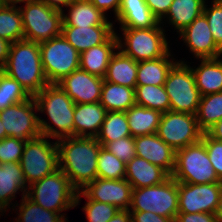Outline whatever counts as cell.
Returning a JSON list of instances; mask_svg holds the SVG:
<instances>
[{
  "mask_svg": "<svg viewBox=\"0 0 222 222\" xmlns=\"http://www.w3.org/2000/svg\"><path fill=\"white\" fill-rule=\"evenodd\" d=\"M57 141L59 169L79 191L97 178V158L102 145L96 137L71 136Z\"/></svg>",
  "mask_w": 222,
  "mask_h": 222,
  "instance_id": "cell-1",
  "label": "cell"
},
{
  "mask_svg": "<svg viewBox=\"0 0 222 222\" xmlns=\"http://www.w3.org/2000/svg\"><path fill=\"white\" fill-rule=\"evenodd\" d=\"M2 71L18 81L32 97L49 84L37 42L22 39L11 43L7 62Z\"/></svg>",
  "mask_w": 222,
  "mask_h": 222,
  "instance_id": "cell-2",
  "label": "cell"
},
{
  "mask_svg": "<svg viewBox=\"0 0 222 222\" xmlns=\"http://www.w3.org/2000/svg\"><path fill=\"white\" fill-rule=\"evenodd\" d=\"M38 111L45 112L54 126L39 117L41 134L53 139L74 136V101L58 84H48L34 96Z\"/></svg>",
  "mask_w": 222,
  "mask_h": 222,
  "instance_id": "cell-3",
  "label": "cell"
},
{
  "mask_svg": "<svg viewBox=\"0 0 222 222\" xmlns=\"http://www.w3.org/2000/svg\"><path fill=\"white\" fill-rule=\"evenodd\" d=\"M27 196L36 204L49 211L63 213L75 206L77 190L71 185L68 177L59 169L28 186Z\"/></svg>",
  "mask_w": 222,
  "mask_h": 222,
  "instance_id": "cell-4",
  "label": "cell"
},
{
  "mask_svg": "<svg viewBox=\"0 0 222 222\" xmlns=\"http://www.w3.org/2000/svg\"><path fill=\"white\" fill-rule=\"evenodd\" d=\"M160 25L159 22L151 28H121L125 42L117 34L118 50L137 62L164 57L170 48Z\"/></svg>",
  "mask_w": 222,
  "mask_h": 222,
  "instance_id": "cell-5",
  "label": "cell"
},
{
  "mask_svg": "<svg viewBox=\"0 0 222 222\" xmlns=\"http://www.w3.org/2000/svg\"><path fill=\"white\" fill-rule=\"evenodd\" d=\"M19 7L24 39L42 43L62 34L64 10L49 7L44 2L29 0Z\"/></svg>",
  "mask_w": 222,
  "mask_h": 222,
  "instance_id": "cell-6",
  "label": "cell"
},
{
  "mask_svg": "<svg viewBox=\"0 0 222 222\" xmlns=\"http://www.w3.org/2000/svg\"><path fill=\"white\" fill-rule=\"evenodd\" d=\"M47 139V136L40 135L25 143L19 163L28 186L59 170L57 141Z\"/></svg>",
  "mask_w": 222,
  "mask_h": 222,
  "instance_id": "cell-7",
  "label": "cell"
},
{
  "mask_svg": "<svg viewBox=\"0 0 222 222\" xmlns=\"http://www.w3.org/2000/svg\"><path fill=\"white\" fill-rule=\"evenodd\" d=\"M130 212H152L176 219L178 214V182L170 176L161 184L133 188Z\"/></svg>",
  "mask_w": 222,
  "mask_h": 222,
  "instance_id": "cell-8",
  "label": "cell"
},
{
  "mask_svg": "<svg viewBox=\"0 0 222 222\" xmlns=\"http://www.w3.org/2000/svg\"><path fill=\"white\" fill-rule=\"evenodd\" d=\"M171 176L177 182L191 184L221 182L201 140L176 151L175 167Z\"/></svg>",
  "mask_w": 222,
  "mask_h": 222,
  "instance_id": "cell-9",
  "label": "cell"
},
{
  "mask_svg": "<svg viewBox=\"0 0 222 222\" xmlns=\"http://www.w3.org/2000/svg\"><path fill=\"white\" fill-rule=\"evenodd\" d=\"M164 87L169 96L170 111L196 114L201 94L190 65L178 61L169 71Z\"/></svg>",
  "mask_w": 222,
  "mask_h": 222,
  "instance_id": "cell-10",
  "label": "cell"
},
{
  "mask_svg": "<svg viewBox=\"0 0 222 222\" xmlns=\"http://www.w3.org/2000/svg\"><path fill=\"white\" fill-rule=\"evenodd\" d=\"M40 56L49 84H57L79 69L80 53L61 34L39 44Z\"/></svg>",
  "mask_w": 222,
  "mask_h": 222,
  "instance_id": "cell-11",
  "label": "cell"
},
{
  "mask_svg": "<svg viewBox=\"0 0 222 222\" xmlns=\"http://www.w3.org/2000/svg\"><path fill=\"white\" fill-rule=\"evenodd\" d=\"M175 151L201 140L195 114L167 111L162 114L156 133Z\"/></svg>",
  "mask_w": 222,
  "mask_h": 222,
  "instance_id": "cell-12",
  "label": "cell"
},
{
  "mask_svg": "<svg viewBox=\"0 0 222 222\" xmlns=\"http://www.w3.org/2000/svg\"><path fill=\"white\" fill-rule=\"evenodd\" d=\"M37 103L34 97L7 107L0 111V119L6 131V137L27 141L41 134ZM35 111V112H34Z\"/></svg>",
  "mask_w": 222,
  "mask_h": 222,
  "instance_id": "cell-13",
  "label": "cell"
},
{
  "mask_svg": "<svg viewBox=\"0 0 222 222\" xmlns=\"http://www.w3.org/2000/svg\"><path fill=\"white\" fill-rule=\"evenodd\" d=\"M221 191L222 182H178V213H215Z\"/></svg>",
  "mask_w": 222,
  "mask_h": 222,
  "instance_id": "cell-14",
  "label": "cell"
},
{
  "mask_svg": "<svg viewBox=\"0 0 222 222\" xmlns=\"http://www.w3.org/2000/svg\"><path fill=\"white\" fill-rule=\"evenodd\" d=\"M132 185L126 179L113 180L97 177L81 191L90 199L112 204L119 210H130Z\"/></svg>",
  "mask_w": 222,
  "mask_h": 222,
  "instance_id": "cell-15",
  "label": "cell"
},
{
  "mask_svg": "<svg viewBox=\"0 0 222 222\" xmlns=\"http://www.w3.org/2000/svg\"><path fill=\"white\" fill-rule=\"evenodd\" d=\"M179 34L196 58L201 60L221 57L222 50L214 42L210 26L203 13Z\"/></svg>",
  "mask_w": 222,
  "mask_h": 222,
  "instance_id": "cell-16",
  "label": "cell"
},
{
  "mask_svg": "<svg viewBox=\"0 0 222 222\" xmlns=\"http://www.w3.org/2000/svg\"><path fill=\"white\" fill-rule=\"evenodd\" d=\"M104 78L77 69L64 77L57 84L74 101L75 104L98 103L102 92Z\"/></svg>",
  "mask_w": 222,
  "mask_h": 222,
  "instance_id": "cell-17",
  "label": "cell"
},
{
  "mask_svg": "<svg viewBox=\"0 0 222 222\" xmlns=\"http://www.w3.org/2000/svg\"><path fill=\"white\" fill-rule=\"evenodd\" d=\"M136 156L164 169L170 176L175 167L176 151L157 134L134 137Z\"/></svg>",
  "mask_w": 222,
  "mask_h": 222,
  "instance_id": "cell-18",
  "label": "cell"
},
{
  "mask_svg": "<svg viewBox=\"0 0 222 222\" xmlns=\"http://www.w3.org/2000/svg\"><path fill=\"white\" fill-rule=\"evenodd\" d=\"M113 26H62V35L81 54L93 46L106 43L115 34Z\"/></svg>",
  "mask_w": 222,
  "mask_h": 222,
  "instance_id": "cell-19",
  "label": "cell"
},
{
  "mask_svg": "<svg viewBox=\"0 0 222 222\" xmlns=\"http://www.w3.org/2000/svg\"><path fill=\"white\" fill-rule=\"evenodd\" d=\"M125 179L132 188L154 186L166 181L170 175L162 168L135 156L125 166Z\"/></svg>",
  "mask_w": 222,
  "mask_h": 222,
  "instance_id": "cell-20",
  "label": "cell"
},
{
  "mask_svg": "<svg viewBox=\"0 0 222 222\" xmlns=\"http://www.w3.org/2000/svg\"><path fill=\"white\" fill-rule=\"evenodd\" d=\"M106 112L100 102L75 104L74 136L96 137L104 122Z\"/></svg>",
  "mask_w": 222,
  "mask_h": 222,
  "instance_id": "cell-21",
  "label": "cell"
},
{
  "mask_svg": "<svg viewBox=\"0 0 222 222\" xmlns=\"http://www.w3.org/2000/svg\"><path fill=\"white\" fill-rule=\"evenodd\" d=\"M118 50L117 33H115L106 43L91 47L80 54L79 68L89 74L105 77L107 67L114 51Z\"/></svg>",
  "mask_w": 222,
  "mask_h": 222,
  "instance_id": "cell-22",
  "label": "cell"
},
{
  "mask_svg": "<svg viewBox=\"0 0 222 222\" xmlns=\"http://www.w3.org/2000/svg\"><path fill=\"white\" fill-rule=\"evenodd\" d=\"M68 14L63 13L62 26L88 27L97 25H113L99 9L89 0H72Z\"/></svg>",
  "mask_w": 222,
  "mask_h": 222,
  "instance_id": "cell-23",
  "label": "cell"
},
{
  "mask_svg": "<svg viewBox=\"0 0 222 222\" xmlns=\"http://www.w3.org/2000/svg\"><path fill=\"white\" fill-rule=\"evenodd\" d=\"M27 186L19 162L0 164V203L2 205L9 208L10 202L19 190L23 192V196L27 195Z\"/></svg>",
  "mask_w": 222,
  "mask_h": 222,
  "instance_id": "cell-24",
  "label": "cell"
},
{
  "mask_svg": "<svg viewBox=\"0 0 222 222\" xmlns=\"http://www.w3.org/2000/svg\"><path fill=\"white\" fill-rule=\"evenodd\" d=\"M191 70L201 96L222 92L221 59H201V64L195 69L191 68Z\"/></svg>",
  "mask_w": 222,
  "mask_h": 222,
  "instance_id": "cell-25",
  "label": "cell"
},
{
  "mask_svg": "<svg viewBox=\"0 0 222 222\" xmlns=\"http://www.w3.org/2000/svg\"><path fill=\"white\" fill-rule=\"evenodd\" d=\"M137 70L138 62L119 50L112 55L109 61L104 81L135 89Z\"/></svg>",
  "mask_w": 222,
  "mask_h": 222,
  "instance_id": "cell-26",
  "label": "cell"
},
{
  "mask_svg": "<svg viewBox=\"0 0 222 222\" xmlns=\"http://www.w3.org/2000/svg\"><path fill=\"white\" fill-rule=\"evenodd\" d=\"M170 51L164 56L153 60L138 62L136 86L164 85L169 71L177 63L169 59Z\"/></svg>",
  "mask_w": 222,
  "mask_h": 222,
  "instance_id": "cell-27",
  "label": "cell"
},
{
  "mask_svg": "<svg viewBox=\"0 0 222 222\" xmlns=\"http://www.w3.org/2000/svg\"><path fill=\"white\" fill-rule=\"evenodd\" d=\"M125 113L132 137L156 134L163 114L139 105L131 106Z\"/></svg>",
  "mask_w": 222,
  "mask_h": 222,
  "instance_id": "cell-28",
  "label": "cell"
},
{
  "mask_svg": "<svg viewBox=\"0 0 222 222\" xmlns=\"http://www.w3.org/2000/svg\"><path fill=\"white\" fill-rule=\"evenodd\" d=\"M205 0H173L167 14L159 21L167 18L180 33L203 13Z\"/></svg>",
  "mask_w": 222,
  "mask_h": 222,
  "instance_id": "cell-29",
  "label": "cell"
},
{
  "mask_svg": "<svg viewBox=\"0 0 222 222\" xmlns=\"http://www.w3.org/2000/svg\"><path fill=\"white\" fill-rule=\"evenodd\" d=\"M99 102L107 112H125L136 105L134 88L104 81Z\"/></svg>",
  "mask_w": 222,
  "mask_h": 222,
  "instance_id": "cell-30",
  "label": "cell"
},
{
  "mask_svg": "<svg viewBox=\"0 0 222 222\" xmlns=\"http://www.w3.org/2000/svg\"><path fill=\"white\" fill-rule=\"evenodd\" d=\"M131 136L125 112L108 111L102 123L97 141L104 147L107 143Z\"/></svg>",
  "mask_w": 222,
  "mask_h": 222,
  "instance_id": "cell-31",
  "label": "cell"
},
{
  "mask_svg": "<svg viewBox=\"0 0 222 222\" xmlns=\"http://www.w3.org/2000/svg\"><path fill=\"white\" fill-rule=\"evenodd\" d=\"M195 116L203 133L219 122L222 119V92L201 96Z\"/></svg>",
  "mask_w": 222,
  "mask_h": 222,
  "instance_id": "cell-32",
  "label": "cell"
},
{
  "mask_svg": "<svg viewBox=\"0 0 222 222\" xmlns=\"http://www.w3.org/2000/svg\"><path fill=\"white\" fill-rule=\"evenodd\" d=\"M136 105L158 110L162 113L170 111L169 96L164 85L136 86Z\"/></svg>",
  "mask_w": 222,
  "mask_h": 222,
  "instance_id": "cell-33",
  "label": "cell"
},
{
  "mask_svg": "<svg viewBox=\"0 0 222 222\" xmlns=\"http://www.w3.org/2000/svg\"><path fill=\"white\" fill-rule=\"evenodd\" d=\"M17 5L0 8V38L10 43L24 39L22 16Z\"/></svg>",
  "mask_w": 222,
  "mask_h": 222,
  "instance_id": "cell-34",
  "label": "cell"
},
{
  "mask_svg": "<svg viewBox=\"0 0 222 222\" xmlns=\"http://www.w3.org/2000/svg\"><path fill=\"white\" fill-rule=\"evenodd\" d=\"M116 19L121 28H151L159 23L148 6L119 8Z\"/></svg>",
  "mask_w": 222,
  "mask_h": 222,
  "instance_id": "cell-35",
  "label": "cell"
},
{
  "mask_svg": "<svg viewBox=\"0 0 222 222\" xmlns=\"http://www.w3.org/2000/svg\"><path fill=\"white\" fill-rule=\"evenodd\" d=\"M21 201L16 222H66L59 213L42 208L27 195Z\"/></svg>",
  "mask_w": 222,
  "mask_h": 222,
  "instance_id": "cell-36",
  "label": "cell"
},
{
  "mask_svg": "<svg viewBox=\"0 0 222 222\" xmlns=\"http://www.w3.org/2000/svg\"><path fill=\"white\" fill-rule=\"evenodd\" d=\"M30 97L18 81L0 70V111L21 103Z\"/></svg>",
  "mask_w": 222,
  "mask_h": 222,
  "instance_id": "cell-37",
  "label": "cell"
},
{
  "mask_svg": "<svg viewBox=\"0 0 222 222\" xmlns=\"http://www.w3.org/2000/svg\"><path fill=\"white\" fill-rule=\"evenodd\" d=\"M125 166L123 161L103 146L101 147L97 158V177L113 180L125 179Z\"/></svg>",
  "mask_w": 222,
  "mask_h": 222,
  "instance_id": "cell-38",
  "label": "cell"
},
{
  "mask_svg": "<svg viewBox=\"0 0 222 222\" xmlns=\"http://www.w3.org/2000/svg\"><path fill=\"white\" fill-rule=\"evenodd\" d=\"M81 196H84L87 199V202L82 209L85 211L88 222H108L119 211V209L112 204L90 200L80 190L77 191L76 194L75 206L79 204Z\"/></svg>",
  "mask_w": 222,
  "mask_h": 222,
  "instance_id": "cell-39",
  "label": "cell"
},
{
  "mask_svg": "<svg viewBox=\"0 0 222 222\" xmlns=\"http://www.w3.org/2000/svg\"><path fill=\"white\" fill-rule=\"evenodd\" d=\"M212 2L211 8L204 5L203 14L210 26L214 42L222 50V0H213Z\"/></svg>",
  "mask_w": 222,
  "mask_h": 222,
  "instance_id": "cell-40",
  "label": "cell"
},
{
  "mask_svg": "<svg viewBox=\"0 0 222 222\" xmlns=\"http://www.w3.org/2000/svg\"><path fill=\"white\" fill-rule=\"evenodd\" d=\"M26 141L5 137L0 140V164L20 162Z\"/></svg>",
  "mask_w": 222,
  "mask_h": 222,
  "instance_id": "cell-41",
  "label": "cell"
},
{
  "mask_svg": "<svg viewBox=\"0 0 222 222\" xmlns=\"http://www.w3.org/2000/svg\"><path fill=\"white\" fill-rule=\"evenodd\" d=\"M109 152L127 164L136 156L134 137L127 136L115 141L109 142L104 146Z\"/></svg>",
  "mask_w": 222,
  "mask_h": 222,
  "instance_id": "cell-42",
  "label": "cell"
},
{
  "mask_svg": "<svg viewBox=\"0 0 222 222\" xmlns=\"http://www.w3.org/2000/svg\"><path fill=\"white\" fill-rule=\"evenodd\" d=\"M201 141L205 144L218 179L222 182V142L211 138L207 133L202 134Z\"/></svg>",
  "mask_w": 222,
  "mask_h": 222,
  "instance_id": "cell-43",
  "label": "cell"
},
{
  "mask_svg": "<svg viewBox=\"0 0 222 222\" xmlns=\"http://www.w3.org/2000/svg\"><path fill=\"white\" fill-rule=\"evenodd\" d=\"M175 222H218L215 213H178Z\"/></svg>",
  "mask_w": 222,
  "mask_h": 222,
  "instance_id": "cell-44",
  "label": "cell"
},
{
  "mask_svg": "<svg viewBox=\"0 0 222 222\" xmlns=\"http://www.w3.org/2000/svg\"><path fill=\"white\" fill-rule=\"evenodd\" d=\"M152 14L160 21L168 12L173 0H145Z\"/></svg>",
  "mask_w": 222,
  "mask_h": 222,
  "instance_id": "cell-45",
  "label": "cell"
},
{
  "mask_svg": "<svg viewBox=\"0 0 222 222\" xmlns=\"http://www.w3.org/2000/svg\"><path fill=\"white\" fill-rule=\"evenodd\" d=\"M131 222H175V219L157 215L152 212H131Z\"/></svg>",
  "mask_w": 222,
  "mask_h": 222,
  "instance_id": "cell-46",
  "label": "cell"
},
{
  "mask_svg": "<svg viewBox=\"0 0 222 222\" xmlns=\"http://www.w3.org/2000/svg\"><path fill=\"white\" fill-rule=\"evenodd\" d=\"M97 9H99L104 15L107 10L112 9L115 17L118 14L121 0H89Z\"/></svg>",
  "mask_w": 222,
  "mask_h": 222,
  "instance_id": "cell-47",
  "label": "cell"
},
{
  "mask_svg": "<svg viewBox=\"0 0 222 222\" xmlns=\"http://www.w3.org/2000/svg\"><path fill=\"white\" fill-rule=\"evenodd\" d=\"M10 42L0 38V70H2L7 62L9 55Z\"/></svg>",
  "mask_w": 222,
  "mask_h": 222,
  "instance_id": "cell-48",
  "label": "cell"
},
{
  "mask_svg": "<svg viewBox=\"0 0 222 222\" xmlns=\"http://www.w3.org/2000/svg\"><path fill=\"white\" fill-rule=\"evenodd\" d=\"M206 133L211 138L222 142V119L216 122Z\"/></svg>",
  "mask_w": 222,
  "mask_h": 222,
  "instance_id": "cell-49",
  "label": "cell"
},
{
  "mask_svg": "<svg viewBox=\"0 0 222 222\" xmlns=\"http://www.w3.org/2000/svg\"><path fill=\"white\" fill-rule=\"evenodd\" d=\"M108 222H131V212L129 210H119Z\"/></svg>",
  "mask_w": 222,
  "mask_h": 222,
  "instance_id": "cell-50",
  "label": "cell"
},
{
  "mask_svg": "<svg viewBox=\"0 0 222 222\" xmlns=\"http://www.w3.org/2000/svg\"><path fill=\"white\" fill-rule=\"evenodd\" d=\"M44 2L49 7H53L57 10L63 11V7H66L72 0H38Z\"/></svg>",
  "mask_w": 222,
  "mask_h": 222,
  "instance_id": "cell-51",
  "label": "cell"
},
{
  "mask_svg": "<svg viewBox=\"0 0 222 222\" xmlns=\"http://www.w3.org/2000/svg\"><path fill=\"white\" fill-rule=\"evenodd\" d=\"M148 6L145 0H121L119 8H136Z\"/></svg>",
  "mask_w": 222,
  "mask_h": 222,
  "instance_id": "cell-52",
  "label": "cell"
},
{
  "mask_svg": "<svg viewBox=\"0 0 222 222\" xmlns=\"http://www.w3.org/2000/svg\"><path fill=\"white\" fill-rule=\"evenodd\" d=\"M216 218L218 219V222H222V191L219 197L217 209L215 211Z\"/></svg>",
  "mask_w": 222,
  "mask_h": 222,
  "instance_id": "cell-53",
  "label": "cell"
},
{
  "mask_svg": "<svg viewBox=\"0 0 222 222\" xmlns=\"http://www.w3.org/2000/svg\"><path fill=\"white\" fill-rule=\"evenodd\" d=\"M4 2L5 5H15V4H18V3H25L29 0H2Z\"/></svg>",
  "mask_w": 222,
  "mask_h": 222,
  "instance_id": "cell-54",
  "label": "cell"
},
{
  "mask_svg": "<svg viewBox=\"0 0 222 222\" xmlns=\"http://www.w3.org/2000/svg\"><path fill=\"white\" fill-rule=\"evenodd\" d=\"M5 137H6V131L3 128L2 121L0 119V140L4 139Z\"/></svg>",
  "mask_w": 222,
  "mask_h": 222,
  "instance_id": "cell-55",
  "label": "cell"
},
{
  "mask_svg": "<svg viewBox=\"0 0 222 222\" xmlns=\"http://www.w3.org/2000/svg\"><path fill=\"white\" fill-rule=\"evenodd\" d=\"M6 210H7V208L0 203V212H1V213H2L3 211L6 212Z\"/></svg>",
  "mask_w": 222,
  "mask_h": 222,
  "instance_id": "cell-56",
  "label": "cell"
},
{
  "mask_svg": "<svg viewBox=\"0 0 222 222\" xmlns=\"http://www.w3.org/2000/svg\"><path fill=\"white\" fill-rule=\"evenodd\" d=\"M4 5H5L4 2L2 0H0V8Z\"/></svg>",
  "mask_w": 222,
  "mask_h": 222,
  "instance_id": "cell-57",
  "label": "cell"
}]
</instances>
